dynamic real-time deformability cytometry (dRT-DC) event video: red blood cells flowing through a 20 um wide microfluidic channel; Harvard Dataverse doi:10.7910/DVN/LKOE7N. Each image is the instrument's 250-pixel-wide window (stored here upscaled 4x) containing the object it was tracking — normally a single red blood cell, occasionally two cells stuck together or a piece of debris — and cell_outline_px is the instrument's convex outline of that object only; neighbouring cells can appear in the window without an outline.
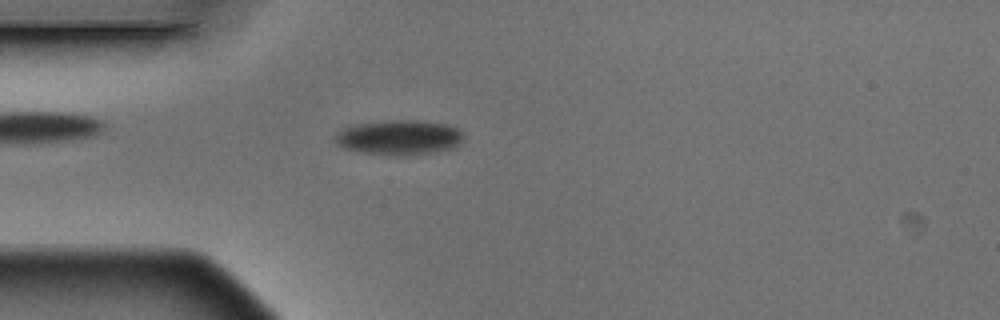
{"species": "Egyptian fruit bat (a non-hibernating species)", "species_latin": "Rousettus aegyptiacus", "temperature_condition": "warm", "stored_images_in_passage": 4, "camera_frame_rate_fps": 3000, "um_per_image_px": 0.085, "animal": {"sex": "male"}, "frame": {"image": 1, "passage_image": 4, "time_ms": 1.0, "image_size_px": [1000, 320], "cell_outline_px": [[464, 140], [456, 148], [432, 152], [404, 156], [396, 156], [360, 152], [344, 148], [336, 144], [336, 132], [344, 128], [356, 124], [392, 120], [416, 120], [452, 124], [460, 128], [464, 136]], "centroid_in_image_um": [34.0, 11.68], "position_along_channel_um": 51.0, "area_um2": 26.53}}